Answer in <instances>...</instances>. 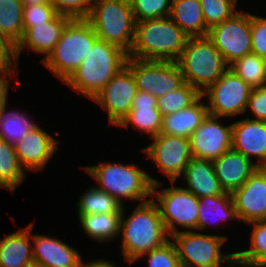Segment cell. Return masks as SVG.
<instances>
[{"instance_id": "cell-40", "label": "cell", "mask_w": 266, "mask_h": 267, "mask_svg": "<svg viewBox=\"0 0 266 267\" xmlns=\"http://www.w3.org/2000/svg\"><path fill=\"white\" fill-rule=\"evenodd\" d=\"M57 15L51 3L24 5L23 27L24 30L34 25H40L51 21Z\"/></svg>"}, {"instance_id": "cell-3", "label": "cell", "mask_w": 266, "mask_h": 267, "mask_svg": "<svg viewBox=\"0 0 266 267\" xmlns=\"http://www.w3.org/2000/svg\"><path fill=\"white\" fill-rule=\"evenodd\" d=\"M127 58L128 53L119 46L97 39L87 58L64 83L92 100L125 67Z\"/></svg>"}, {"instance_id": "cell-41", "label": "cell", "mask_w": 266, "mask_h": 267, "mask_svg": "<svg viewBox=\"0 0 266 267\" xmlns=\"http://www.w3.org/2000/svg\"><path fill=\"white\" fill-rule=\"evenodd\" d=\"M251 52L266 60V18L252 14Z\"/></svg>"}, {"instance_id": "cell-7", "label": "cell", "mask_w": 266, "mask_h": 267, "mask_svg": "<svg viewBox=\"0 0 266 267\" xmlns=\"http://www.w3.org/2000/svg\"><path fill=\"white\" fill-rule=\"evenodd\" d=\"M86 19L98 39L119 46L130 52L136 21L129 0H94Z\"/></svg>"}, {"instance_id": "cell-32", "label": "cell", "mask_w": 266, "mask_h": 267, "mask_svg": "<svg viewBox=\"0 0 266 267\" xmlns=\"http://www.w3.org/2000/svg\"><path fill=\"white\" fill-rule=\"evenodd\" d=\"M23 8L21 0H0V34L16 45L24 35Z\"/></svg>"}, {"instance_id": "cell-19", "label": "cell", "mask_w": 266, "mask_h": 267, "mask_svg": "<svg viewBox=\"0 0 266 267\" xmlns=\"http://www.w3.org/2000/svg\"><path fill=\"white\" fill-rule=\"evenodd\" d=\"M213 167L220 186L228 193L239 189L259 168L252 160L232 148L214 160Z\"/></svg>"}, {"instance_id": "cell-8", "label": "cell", "mask_w": 266, "mask_h": 267, "mask_svg": "<svg viewBox=\"0 0 266 267\" xmlns=\"http://www.w3.org/2000/svg\"><path fill=\"white\" fill-rule=\"evenodd\" d=\"M182 267H220L235 252L221 253L226 236L207 235L194 231H178L172 236Z\"/></svg>"}, {"instance_id": "cell-15", "label": "cell", "mask_w": 266, "mask_h": 267, "mask_svg": "<svg viewBox=\"0 0 266 267\" xmlns=\"http://www.w3.org/2000/svg\"><path fill=\"white\" fill-rule=\"evenodd\" d=\"M219 117L208 114L191 134L190 150L193 158L214 161L232 147V124L224 126Z\"/></svg>"}, {"instance_id": "cell-34", "label": "cell", "mask_w": 266, "mask_h": 267, "mask_svg": "<svg viewBox=\"0 0 266 267\" xmlns=\"http://www.w3.org/2000/svg\"><path fill=\"white\" fill-rule=\"evenodd\" d=\"M229 69L252 88L266 85V60L255 53L237 59Z\"/></svg>"}, {"instance_id": "cell-26", "label": "cell", "mask_w": 266, "mask_h": 267, "mask_svg": "<svg viewBox=\"0 0 266 267\" xmlns=\"http://www.w3.org/2000/svg\"><path fill=\"white\" fill-rule=\"evenodd\" d=\"M169 17L189 37L207 36L200 0H172Z\"/></svg>"}, {"instance_id": "cell-46", "label": "cell", "mask_w": 266, "mask_h": 267, "mask_svg": "<svg viewBox=\"0 0 266 267\" xmlns=\"http://www.w3.org/2000/svg\"><path fill=\"white\" fill-rule=\"evenodd\" d=\"M23 5L51 3L50 0H21Z\"/></svg>"}, {"instance_id": "cell-47", "label": "cell", "mask_w": 266, "mask_h": 267, "mask_svg": "<svg viewBox=\"0 0 266 267\" xmlns=\"http://www.w3.org/2000/svg\"><path fill=\"white\" fill-rule=\"evenodd\" d=\"M230 264L227 262L226 264L228 265V267H235L236 265L242 267V264L239 262L238 258L236 255H234L230 260H229ZM221 267V266H220Z\"/></svg>"}, {"instance_id": "cell-30", "label": "cell", "mask_w": 266, "mask_h": 267, "mask_svg": "<svg viewBox=\"0 0 266 267\" xmlns=\"http://www.w3.org/2000/svg\"><path fill=\"white\" fill-rule=\"evenodd\" d=\"M6 105L7 102L0 107V138L9 144L15 145L23 140L37 125L19 110L17 112H6Z\"/></svg>"}, {"instance_id": "cell-24", "label": "cell", "mask_w": 266, "mask_h": 267, "mask_svg": "<svg viewBox=\"0 0 266 267\" xmlns=\"http://www.w3.org/2000/svg\"><path fill=\"white\" fill-rule=\"evenodd\" d=\"M33 226L31 223L0 239V267H26L34 261L30 241Z\"/></svg>"}, {"instance_id": "cell-2", "label": "cell", "mask_w": 266, "mask_h": 267, "mask_svg": "<svg viewBox=\"0 0 266 267\" xmlns=\"http://www.w3.org/2000/svg\"><path fill=\"white\" fill-rule=\"evenodd\" d=\"M189 36L168 16L136 23L128 57L141 60L177 61Z\"/></svg>"}, {"instance_id": "cell-43", "label": "cell", "mask_w": 266, "mask_h": 267, "mask_svg": "<svg viewBox=\"0 0 266 267\" xmlns=\"http://www.w3.org/2000/svg\"><path fill=\"white\" fill-rule=\"evenodd\" d=\"M249 108L256 120L266 121V85L252 88L246 107Z\"/></svg>"}, {"instance_id": "cell-44", "label": "cell", "mask_w": 266, "mask_h": 267, "mask_svg": "<svg viewBox=\"0 0 266 267\" xmlns=\"http://www.w3.org/2000/svg\"><path fill=\"white\" fill-rule=\"evenodd\" d=\"M15 72L0 71V107L7 102L9 81L6 76L14 75ZM3 76V77H2ZM5 77V78H4Z\"/></svg>"}, {"instance_id": "cell-48", "label": "cell", "mask_w": 266, "mask_h": 267, "mask_svg": "<svg viewBox=\"0 0 266 267\" xmlns=\"http://www.w3.org/2000/svg\"><path fill=\"white\" fill-rule=\"evenodd\" d=\"M26 267H45V266L33 261V262L29 263Z\"/></svg>"}, {"instance_id": "cell-38", "label": "cell", "mask_w": 266, "mask_h": 267, "mask_svg": "<svg viewBox=\"0 0 266 267\" xmlns=\"http://www.w3.org/2000/svg\"><path fill=\"white\" fill-rule=\"evenodd\" d=\"M147 255L148 267H182L175 244L170 239L159 248L153 249L142 256Z\"/></svg>"}, {"instance_id": "cell-10", "label": "cell", "mask_w": 266, "mask_h": 267, "mask_svg": "<svg viewBox=\"0 0 266 267\" xmlns=\"http://www.w3.org/2000/svg\"><path fill=\"white\" fill-rule=\"evenodd\" d=\"M125 66L131 71L138 90L155 98L175 91L184 83V77L176 61L141 60L127 58Z\"/></svg>"}, {"instance_id": "cell-12", "label": "cell", "mask_w": 266, "mask_h": 267, "mask_svg": "<svg viewBox=\"0 0 266 267\" xmlns=\"http://www.w3.org/2000/svg\"><path fill=\"white\" fill-rule=\"evenodd\" d=\"M207 36L230 65L251 53V14L238 11L209 29Z\"/></svg>"}, {"instance_id": "cell-21", "label": "cell", "mask_w": 266, "mask_h": 267, "mask_svg": "<svg viewBox=\"0 0 266 267\" xmlns=\"http://www.w3.org/2000/svg\"><path fill=\"white\" fill-rule=\"evenodd\" d=\"M34 262L45 267H82V257L77 250L59 239L46 235H31Z\"/></svg>"}, {"instance_id": "cell-5", "label": "cell", "mask_w": 266, "mask_h": 267, "mask_svg": "<svg viewBox=\"0 0 266 267\" xmlns=\"http://www.w3.org/2000/svg\"><path fill=\"white\" fill-rule=\"evenodd\" d=\"M97 182V188L115 197L122 205L123 199L142 200L152 195V185L158 180L151 178L138 165L102 163L95 166L81 167ZM123 198V199H122ZM144 200V201H143Z\"/></svg>"}, {"instance_id": "cell-1", "label": "cell", "mask_w": 266, "mask_h": 267, "mask_svg": "<svg viewBox=\"0 0 266 267\" xmlns=\"http://www.w3.org/2000/svg\"><path fill=\"white\" fill-rule=\"evenodd\" d=\"M124 211L122 207L121 247L125 260L130 264L169 240L155 199L140 202L127 219L124 218Z\"/></svg>"}, {"instance_id": "cell-6", "label": "cell", "mask_w": 266, "mask_h": 267, "mask_svg": "<svg viewBox=\"0 0 266 267\" xmlns=\"http://www.w3.org/2000/svg\"><path fill=\"white\" fill-rule=\"evenodd\" d=\"M97 39L86 19H72L52 52L41 63L64 83L87 58Z\"/></svg>"}, {"instance_id": "cell-22", "label": "cell", "mask_w": 266, "mask_h": 267, "mask_svg": "<svg viewBox=\"0 0 266 267\" xmlns=\"http://www.w3.org/2000/svg\"><path fill=\"white\" fill-rule=\"evenodd\" d=\"M129 124L139 131L150 134V138L159 135L162 128V116L157 108V98L138 90L128 115L118 126L127 128Z\"/></svg>"}, {"instance_id": "cell-29", "label": "cell", "mask_w": 266, "mask_h": 267, "mask_svg": "<svg viewBox=\"0 0 266 267\" xmlns=\"http://www.w3.org/2000/svg\"><path fill=\"white\" fill-rule=\"evenodd\" d=\"M23 170L14 145L0 138V188L15 192L16 187L26 178V171Z\"/></svg>"}, {"instance_id": "cell-39", "label": "cell", "mask_w": 266, "mask_h": 267, "mask_svg": "<svg viewBox=\"0 0 266 267\" xmlns=\"http://www.w3.org/2000/svg\"><path fill=\"white\" fill-rule=\"evenodd\" d=\"M94 0H50L59 15L71 19H87Z\"/></svg>"}, {"instance_id": "cell-18", "label": "cell", "mask_w": 266, "mask_h": 267, "mask_svg": "<svg viewBox=\"0 0 266 267\" xmlns=\"http://www.w3.org/2000/svg\"><path fill=\"white\" fill-rule=\"evenodd\" d=\"M251 160L258 158L259 167H266V121L245 118L232 123V147Z\"/></svg>"}, {"instance_id": "cell-9", "label": "cell", "mask_w": 266, "mask_h": 267, "mask_svg": "<svg viewBox=\"0 0 266 267\" xmlns=\"http://www.w3.org/2000/svg\"><path fill=\"white\" fill-rule=\"evenodd\" d=\"M163 188L157 191L156 187L161 183L152 185V199L156 198V203L162 218L165 230L169 236L178 232L175 224L193 230L197 229L198 220V197L182 187Z\"/></svg>"}, {"instance_id": "cell-11", "label": "cell", "mask_w": 266, "mask_h": 267, "mask_svg": "<svg viewBox=\"0 0 266 267\" xmlns=\"http://www.w3.org/2000/svg\"><path fill=\"white\" fill-rule=\"evenodd\" d=\"M252 87L228 69L214 84L209 86L201 96H207L208 113L217 117H230L246 112L248 98Z\"/></svg>"}, {"instance_id": "cell-28", "label": "cell", "mask_w": 266, "mask_h": 267, "mask_svg": "<svg viewBox=\"0 0 266 267\" xmlns=\"http://www.w3.org/2000/svg\"><path fill=\"white\" fill-rule=\"evenodd\" d=\"M121 216L122 214L98 213L78 215V218L89 237L99 242H106L120 235Z\"/></svg>"}, {"instance_id": "cell-17", "label": "cell", "mask_w": 266, "mask_h": 267, "mask_svg": "<svg viewBox=\"0 0 266 267\" xmlns=\"http://www.w3.org/2000/svg\"><path fill=\"white\" fill-rule=\"evenodd\" d=\"M58 143L37 125L14 148L21 167L36 172L43 170L55 151H58Z\"/></svg>"}, {"instance_id": "cell-45", "label": "cell", "mask_w": 266, "mask_h": 267, "mask_svg": "<svg viewBox=\"0 0 266 267\" xmlns=\"http://www.w3.org/2000/svg\"><path fill=\"white\" fill-rule=\"evenodd\" d=\"M82 267H116L108 260H94L90 261L89 263H84Z\"/></svg>"}, {"instance_id": "cell-27", "label": "cell", "mask_w": 266, "mask_h": 267, "mask_svg": "<svg viewBox=\"0 0 266 267\" xmlns=\"http://www.w3.org/2000/svg\"><path fill=\"white\" fill-rule=\"evenodd\" d=\"M198 200L197 229L199 230L206 229L211 221L213 223L219 222V220L238 219L231 193L225 192L222 195L202 197L198 198ZM211 218L215 219V221Z\"/></svg>"}, {"instance_id": "cell-25", "label": "cell", "mask_w": 266, "mask_h": 267, "mask_svg": "<svg viewBox=\"0 0 266 267\" xmlns=\"http://www.w3.org/2000/svg\"><path fill=\"white\" fill-rule=\"evenodd\" d=\"M202 98L188 108L163 116L160 133L189 139L209 114L207 105L201 102Z\"/></svg>"}, {"instance_id": "cell-35", "label": "cell", "mask_w": 266, "mask_h": 267, "mask_svg": "<svg viewBox=\"0 0 266 267\" xmlns=\"http://www.w3.org/2000/svg\"><path fill=\"white\" fill-rule=\"evenodd\" d=\"M201 97V93L185 82L175 91L168 92L157 98V108L161 116H166L190 107Z\"/></svg>"}, {"instance_id": "cell-20", "label": "cell", "mask_w": 266, "mask_h": 267, "mask_svg": "<svg viewBox=\"0 0 266 267\" xmlns=\"http://www.w3.org/2000/svg\"><path fill=\"white\" fill-rule=\"evenodd\" d=\"M71 20L69 17L57 14L47 23L26 28L22 39L17 44L18 59L21 51L25 49L24 47H29L28 49L37 54L46 55L41 60L42 62L52 52Z\"/></svg>"}, {"instance_id": "cell-13", "label": "cell", "mask_w": 266, "mask_h": 267, "mask_svg": "<svg viewBox=\"0 0 266 267\" xmlns=\"http://www.w3.org/2000/svg\"><path fill=\"white\" fill-rule=\"evenodd\" d=\"M137 91L135 79L125 66L92 100L107 112L109 123L118 126L128 115Z\"/></svg>"}, {"instance_id": "cell-14", "label": "cell", "mask_w": 266, "mask_h": 267, "mask_svg": "<svg viewBox=\"0 0 266 267\" xmlns=\"http://www.w3.org/2000/svg\"><path fill=\"white\" fill-rule=\"evenodd\" d=\"M151 139L153 142L142 150L153 159L171 182H175L193 158L189 139L162 133Z\"/></svg>"}, {"instance_id": "cell-4", "label": "cell", "mask_w": 266, "mask_h": 267, "mask_svg": "<svg viewBox=\"0 0 266 267\" xmlns=\"http://www.w3.org/2000/svg\"><path fill=\"white\" fill-rule=\"evenodd\" d=\"M176 62L185 82L200 93L214 84L229 69L224 57L208 36L189 37L182 55Z\"/></svg>"}, {"instance_id": "cell-33", "label": "cell", "mask_w": 266, "mask_h": 267, "mask_svg": "<svg viewBox=\"0 0 266 267\" xmlns=\"http://www.w3.org/2000/svg\"><path fill=\"white\" fill-rule=\"evenodd\" d=\"M254 225L252 230L250 248L235 252L242 267H263L266 264V221H253L248 226Z\"/></svg>"}, {"instance_id": "cell-36", "label": "cell", "mask_w": 266, "mask_h": 267, "mask_svg": "<svg viewBox=\"0 0 266 267\" xmlns=\"http://www.w3.org/2000/svg\"><path fill=\"white\" fill-rule=\"evenodd\" d=\"M200 3L208 29L230 19L238 12L237 0H200Z\"/></svg>"}, {"instance_id": "cell-16", "label": "cell", "mask_w": 266, "mask_h": 267, "mask_svg": "<svg viewBox=\"0 0 266 267\" xmlns=\"http://www.w3.org/2000/svg\"><path fill=\"white\" fill-rule=\"evenodd\" d=\"M238 220L246 224L266 219V168L259 167L231 193Z\"/></svg>"}, {"instance_id": "cell-31", "label": "cell", "mask_w": 266, "mask_h": 267, "mask_svg": "<svg viewBox=\"0 0 266 267\" xmlns=\"http://www.w3.org/2000/svg\"><path fill=\"white\" fill-rule=\"evenodd\" d=\"M78 215L98 213L121 214L123 205L113 196L96 186L85 190L78 200Z\"/></svg>"}, {"instance_id": "cell-37", "label": "cell", "mask_w": 266, "mask_h": 267, "mask_svg": "<svg viewBox=\"0 0 266 267\" xmlns=\"http://www.w3.org/2000/svg\"><path fill=\"white\" fill-rule=\"evenodd\" d=\"M135 21L159 19L170 16L172 0H129Z\"/></svg>"}, {"instance_id": "cell-23", "label": "cell", "mask_w": 266, "mask_h": 267, "mask_svg": "<svg viewBox=\"0 0 266 267\" xmlns=\"http://www.w3.org/2000/svg\"><path fill=\"white\" fill-rule=\"evenodd\" d=\"M183 176L188 185L185 189L198 198L225 193L215 175L212 161L192 158L186 166Z\"/></svg>"}, {"instance_id": "cell-42", "label": "cell", "mask_w": 266, "mask_h": 267, "mask_svg": "<svg viewBox=\"0 0 266 267\" xmlns=\"http://www.w3.org/2000/svg\"><path fill=\"white\" fill-rule=\"evenodd\" d=\"M18 60L17 45L8 37L0 34V71L15 72V69L10 68L13 64L17 68Z\"/></svg>"}]
</instances>
